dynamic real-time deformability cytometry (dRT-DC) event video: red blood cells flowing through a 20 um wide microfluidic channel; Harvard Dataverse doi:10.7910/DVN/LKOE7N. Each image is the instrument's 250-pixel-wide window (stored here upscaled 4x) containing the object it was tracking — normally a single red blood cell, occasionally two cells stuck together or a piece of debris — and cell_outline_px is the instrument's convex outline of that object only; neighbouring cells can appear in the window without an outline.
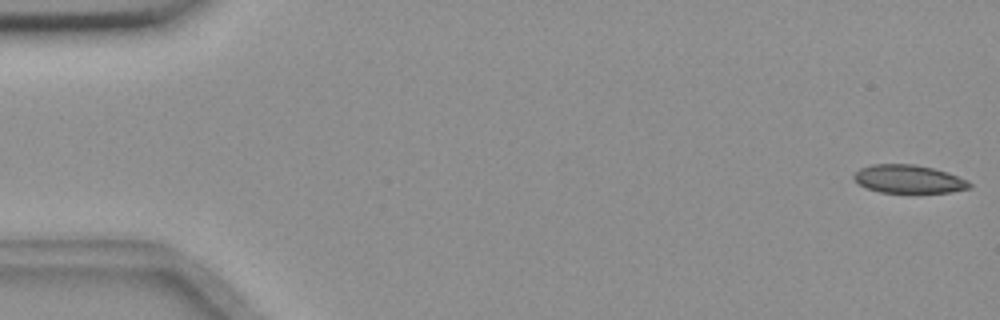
{"species": "common noctule bat (a hibernating species)", "species_latin": "Nyctalus noctula", "temperature_condition": "room temperature", "stored_images_in_passage": 13, "camera_frame_rate_fps": 3000, "um_per_image_px": 0.085, "animal": {"sex": "female", "body_mass_g": 18.4}, "frame": {"image": 1, "passage_image": 1, "time_ms": 0.0, "image_size_px": [1000, 320], "cell_outline_px": [[972, 188], [948, 192], [880, 192], [868, 188], [860, 184], [852, 176], [860, 168], [872, 164], [916, 164], [948, 172], [968, 180], [972, 184]], "centroid_in_image_um": [77.27, 15.21], "position_along_channel_um": 7.7, "area_um2": 18.9}}